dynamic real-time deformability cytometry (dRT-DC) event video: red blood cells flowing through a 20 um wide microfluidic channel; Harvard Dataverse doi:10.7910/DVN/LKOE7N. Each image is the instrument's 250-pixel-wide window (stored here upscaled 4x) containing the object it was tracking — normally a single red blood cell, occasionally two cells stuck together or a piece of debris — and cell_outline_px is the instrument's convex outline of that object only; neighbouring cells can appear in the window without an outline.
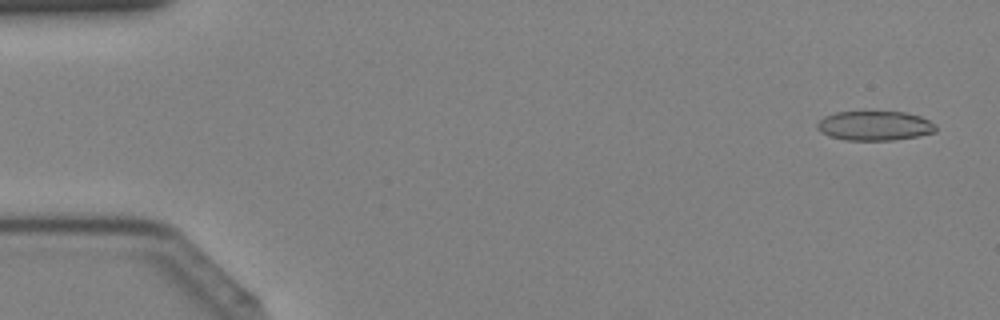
{"species": "Egyptian fruit bat (a non-hibernating species)", "species_latin": "Rousettus aegyptiacus", "temperature_condition": "cold", "stored_images_in_passage": 42, "camera_frame_rate_fps": 3000, "um_per_image_px": 0.085, "animal": {"sex": "female"}, "frame": {"image": 1, "passage_image": 2, "time_ms": 0.333, "image_size_px": [1000, 320], "cell_outline_px": [[936, 132], [896, 140], [844, 140], [828, 136], [820, 132], [816, 128], [816, 124], [824, 116], [836, 112], [904, 112], [920, 116], [936, 124]], "centroid_in_image_um": [74.32, 10.69], "position_along_channel_um": 10.7, "area_um2": 20.46}}
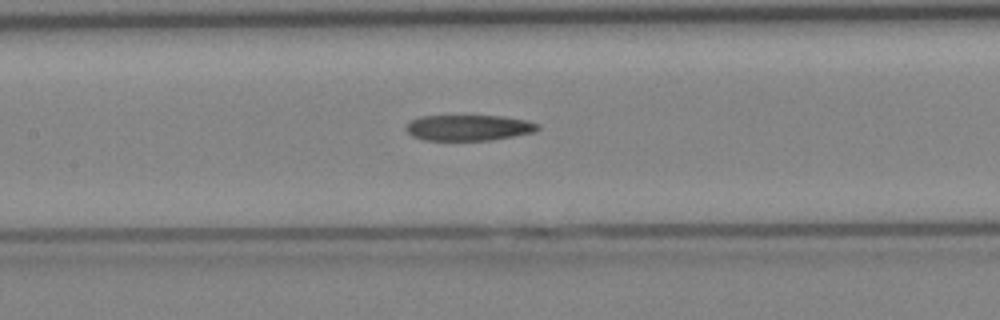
{"frame": {"image": 2, "passage_image": 20, "time_ms": 6.333, "image_size_px": [1000, 320], "cell_outline_px": [[540, 128], [536, 132], [492, 140], [424, 140], [412, 136], [404, 128], [412, 120], [420, 116], [504, 116], [528, 120], [540, 124]], "centroid_in_image_um": [39.89, 10.85], "position_along_channel_um": 167.5, "area_um2": 19.94}}
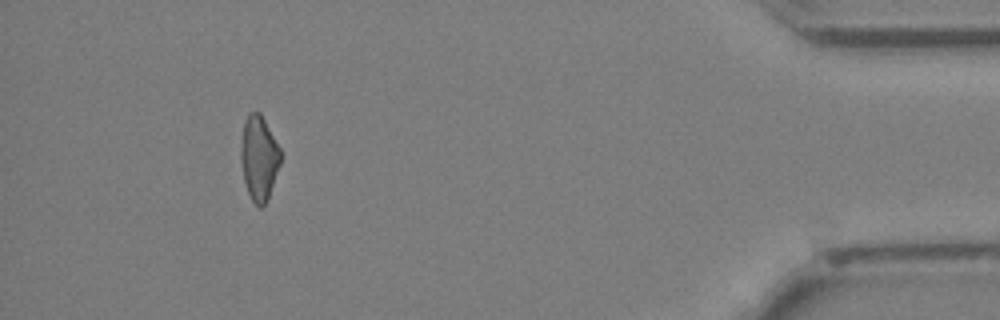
{"frame": {"image": 3, "passage_image": 39, "time_ms": 12.667, "image_size_px": [1000, 320], "cell_outline_px": [[280, 164], [268, 196], [264, 204], [260, 208], [252, 200], [248, 192], [244, 180], [240, 160], [240, 144], [244, 120], [248, 112], [260, 112], [280, 148]], "centroid_in_image_um": [21.98, 13.38], "position_along_channel_um": 413.2, "area_um2": 19.42}}